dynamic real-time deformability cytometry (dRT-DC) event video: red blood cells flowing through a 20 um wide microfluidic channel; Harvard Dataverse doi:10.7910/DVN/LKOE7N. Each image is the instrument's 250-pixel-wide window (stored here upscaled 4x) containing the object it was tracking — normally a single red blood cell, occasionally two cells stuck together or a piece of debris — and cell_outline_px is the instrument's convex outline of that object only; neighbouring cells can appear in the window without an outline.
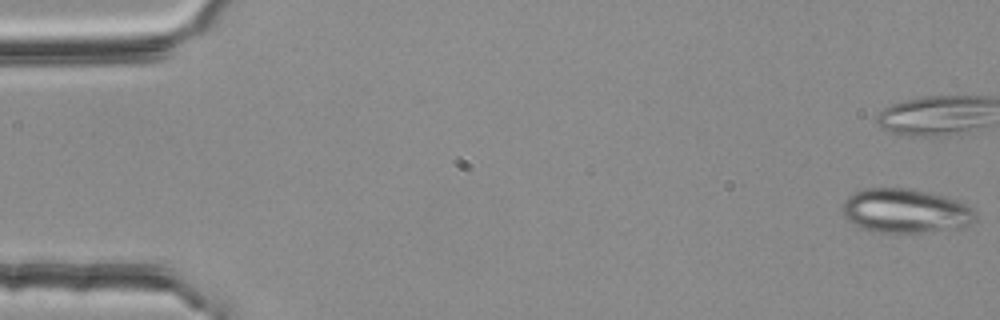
{"species": "common noctule bat (a hibernating species)", "species_latin": "Nyctalus noctula", "temperature_condition": "room temperature", "stored_images_in_passage": 55, "camera_frame_rate_fps": 3000, "um_per_image_px": 0.085, "animal": {"sex": "female", "body_mass_g": 25.1}, "frame": {"image": 1, "passage_image": 1, "time_ms": 0.0, "image_size_px": [1000, 320], "cell_outline_px": [[976, 220], [964, 228], [924, 232], [872, 232], [848, 220], [844, 216], [840, 208], [844, 200], [848, 196], [864, 188], [904, 188], [944, 196], [960, 200], [968, 204], [976, 212]], "centroid_in_image_um": [77.0, 17.93], "position_along_channel_um": 8.0, "area_um2": 34.45}, "authors_computed_cell_mechanics": {"area_um2": 20.6924, "velocity_mm_per_s": 3.7704, "shape_relaxation_time_tau1_ms": null, "shape_relaxation_time_tau2_ms": 2.9037, "deformation_change_tau1": null, "deformation_change_tau2": 0.11}}